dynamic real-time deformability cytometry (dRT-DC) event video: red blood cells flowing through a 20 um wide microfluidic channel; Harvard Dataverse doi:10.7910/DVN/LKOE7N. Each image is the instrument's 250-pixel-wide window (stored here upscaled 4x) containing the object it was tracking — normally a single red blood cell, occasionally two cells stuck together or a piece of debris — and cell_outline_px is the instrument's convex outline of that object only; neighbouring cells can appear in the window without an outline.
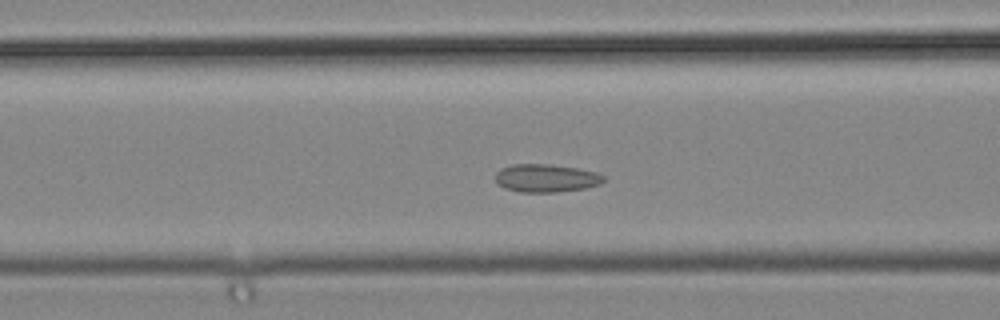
{"species": "common noctule bat (a hibernating species)", "species_latin": "Nyctalus noctula", "temperature_condition": "cold", "stored_images_in_passage": 43, "camera_frame_rate_fps": 3000, "um_per_image_px": 0.085, "animal": {"sex": "male", "body_mass_g": 19.2, "forearm_length_mm": 51.8}, "frame": {"image": 1, "passage_image": 12, "time_ms": 3.667, "image_size_px": [1000, 320], "cell_outline_px": [[604, 180], [600, 184], [584, 188], [556, 192], [520, 192], [504, 188], [496, 180], [496, 172], [500, 168], [512, 164], [552, 164], [576, 168], [596, 172], [604, 176]], "centroid_in_image_um": [46.4, 15.13], "position_along_channel_um": 120.2, "area_um2": 17.63}}
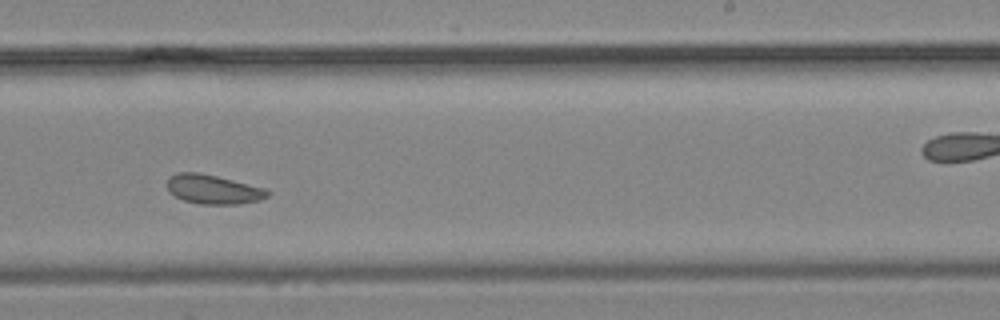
{"frame": {"image": 2, "passage_image": 23, "time_ms": 7.333, "image_size_px": [1000, 320], "cell_outline_px": [[268, 196], [260, 200], [240, 204], [200, 204], [184, 200], [168, 192], [168, 176], [176, 172], [200, 172], [264, 188], [268, 192]], "centroid_in_image_um": [18.08, 16.09], "position_along_channel_um": 270.9, "area_um2": 16.99}}
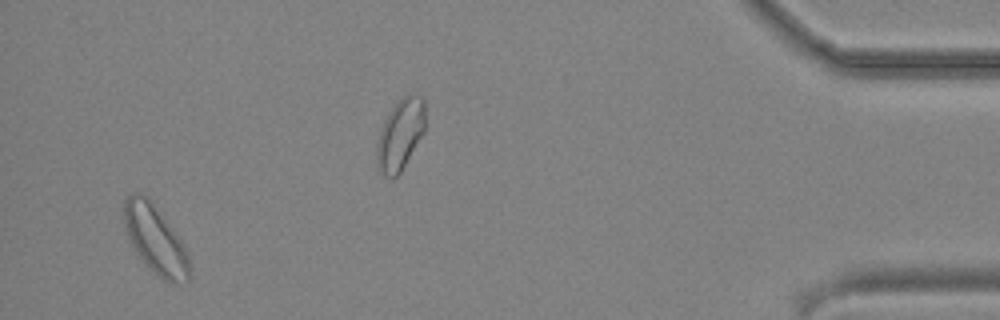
{"frame": {"image": 3, "passage_image": 40, "time_ms": 13.0, "image_size_px": [1000, 320], "cell_outline_px": [[192, 276], [184, 284], [172, 284], [164, 280], [140, 256], [132, 244], [124, 228], [124, 200], [132, 192], [140, 192], [148, 196], [152, 200], [180, 240], [188, 256], [192, 268]], "centroid_in_image_um": [13.23, 20.35], "position_along_channel_um": 422.0, "area_um2": 25.89}}